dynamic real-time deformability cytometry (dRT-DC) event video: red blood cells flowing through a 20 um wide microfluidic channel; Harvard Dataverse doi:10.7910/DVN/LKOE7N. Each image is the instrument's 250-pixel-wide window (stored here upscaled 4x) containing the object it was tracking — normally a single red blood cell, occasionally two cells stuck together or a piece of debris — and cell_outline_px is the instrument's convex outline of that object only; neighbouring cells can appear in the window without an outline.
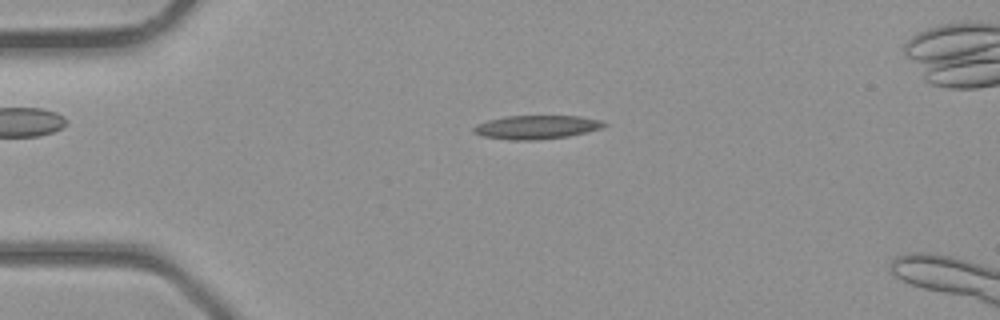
{"species": "common noctule bat (a hibernating species)", "species_latin": "Nyctalus noctula", "temperature_condition": "room temperature", "stored_images_in_passage": 35, "camera_frame_rate_fps": 3000, "um_per_image_px": 0.085, "animal": {"sex": "male", "body_mass_g": 23.1, "forearm_length_mm": 52.7}, "frame": {"image": 1, "passage_image": 5, "time_ms": 1.333, "image_size_px": [1000, 320], "cell_outline_px": [[608, 124], [600, 128], [588, 132], [568, 136], [532, 140], [512, 140], [484, 136], [472, 132], [472, 128], [476, 124], [488, 120], [504, 116], [580, 116], [600, 120]], "centroid_in_image_um": [45.58, 10.8], "position_along_channel_um": 39.4, "area_um2": 17.92}}
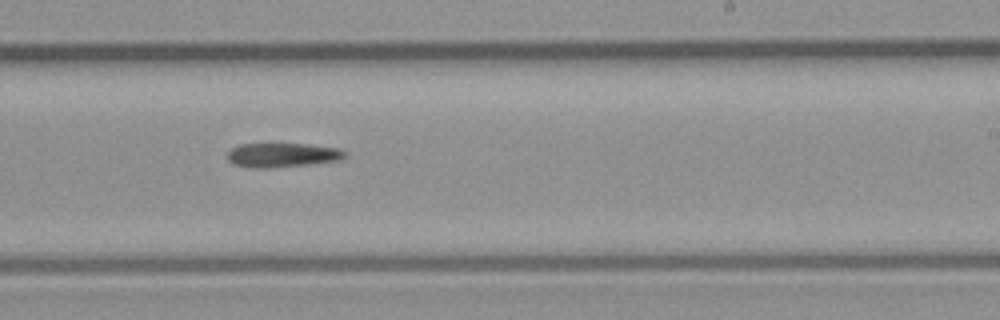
{"frame": {"image": 2, "passage_image": 20, "time_ms": 6.333, "image_size_px": [1000, 320], "cell_outline_px": [[348, 156], [340, 160], [308, 164], [268, 168], [256, 168], [236, 164], [228, 160], [228, 152], [232, 148], [240, 144], [308, 144], [340, 148]], "centroid_in_image_um": [24.04, 13.17], "position_along_channel_um": 265.0, "area_um2": 16.42}}
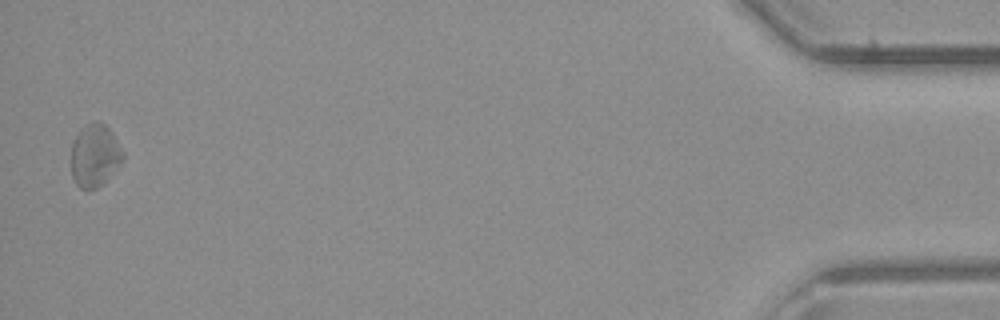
{"frame": {"image": 3, "passage_image": 35, "time_ms": 11.333, "image_size_px": [1000, 320], "cell_outline_px": [[124, 160], [96, 188], [80, 188], [76, 184], [72, 176], [72, 144], [80, 128], [96, 120], [100, 120], [112, 132], [124, 152]], "centroid_in_image_um": [8.06, 13.17], "position_along_channel_um": 427.1, "area_um2": 18.61}}